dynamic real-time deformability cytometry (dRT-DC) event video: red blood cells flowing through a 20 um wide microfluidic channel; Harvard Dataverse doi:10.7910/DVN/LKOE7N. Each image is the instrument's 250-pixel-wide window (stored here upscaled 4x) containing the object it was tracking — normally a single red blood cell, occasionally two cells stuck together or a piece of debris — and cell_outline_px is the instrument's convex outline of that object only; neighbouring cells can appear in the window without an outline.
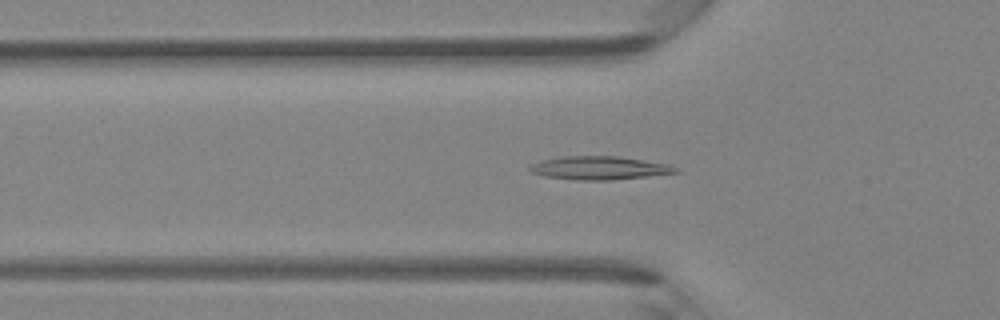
{"species": "Egyptian fruit bat (a non-hibernating species)", "species_latin": "Rousettus aegyptiacus", "temperature_condition": "room temperature", "stored_images_in_passage": 47, "camera_frame_rate_fps": 3000, "um_per_image_px": 0.085, "animal": {"sex": "female"}, "frame": {"image": 1, "passage_image": 16, "time_ms": 5.0, "image_size_px": [1000, 320], "cell_outline_px": [[680, 172], [648, 176], [612, 180], [576, 180], [544, 176], [532, 172], [528, 168], [532, 164], [540, 160], [560, 156], [616, 156], [668, 164], [680, 168]], "centroid_in_image_um": [50.94, 14.27], "position_along_channel_um": 74.9, "area_um2": 19.88}}
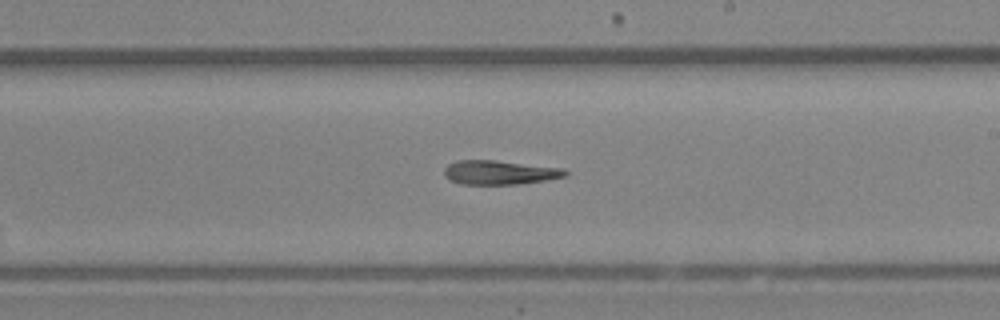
{"frame": {"image": 2, "passage_image": 28, "time_ms": 9.0, "image_size_px": [1000, 320], "cell_outline_px": [[568, 176], [520, 184], [460, 184], [448, 180], [444, 176], [444, 168], [448, 164], [456, 160], [496, 160], [564, 168], [568, 172]], "centroid_in_image_um": [42.45, 14.65], "position_along_channel_um": 246.6, "area_um2": 17.22}}
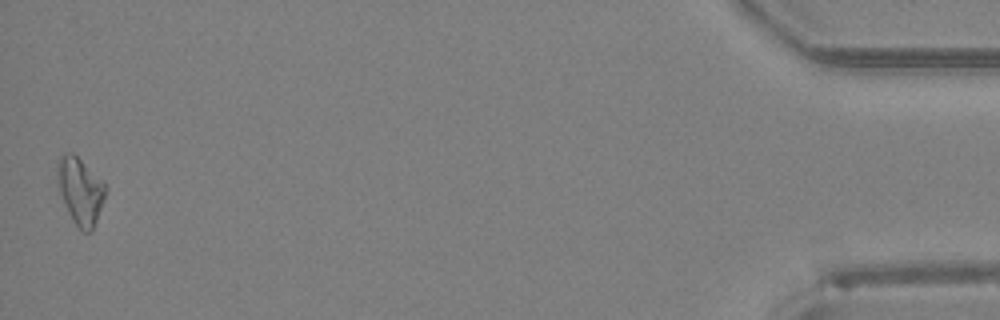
{"frame": {"image": 3, "passage_image": 47, "time_ms": 15.333, "image_size_px": [1000, 320], "cell_outline_px": [[108, 188], [92, 232], [84, 232], [72, 220], [68, 212], [56, 184], [56, 164], [60, 156], [64, 152], [72, 152]], "centroid_in_image_um": [6.78, 16.22], "position_along_channel_um": 428.4, "area_um2": 18.61}}